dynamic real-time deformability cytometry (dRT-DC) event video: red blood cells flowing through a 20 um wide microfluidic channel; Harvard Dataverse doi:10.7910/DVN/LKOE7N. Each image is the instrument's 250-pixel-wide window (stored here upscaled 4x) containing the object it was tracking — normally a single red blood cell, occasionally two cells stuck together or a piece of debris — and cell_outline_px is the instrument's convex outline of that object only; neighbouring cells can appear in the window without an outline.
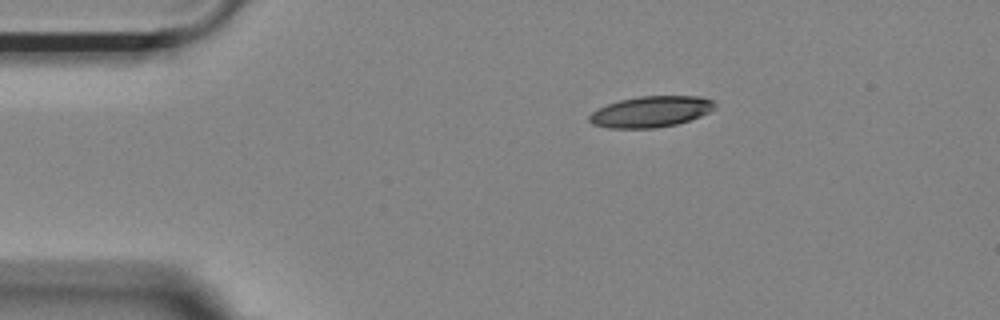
{"species": "Egyptian fruit bat (a non-hibernating species)", "species_latin": "Rousettus aegyptiacus", "temperature_condition": "room temperature", "stored_images_in_passage": 45, "camera_frame_rate_fps": 3000, "um_per_image_px": 0.085, "animal": {"sex": "female"}, "frame": {"image": 1, "passage_image": 1, "time_ms": 0.0, "image_size_px": [1000, 320], "cell_outline_px": [[716, 108], [700, 116], [676, 124], [656, 128], [608, 128], [592, 124], [588, 120], [588, 116], [592, 112], [608, 104], [620, 100], [640, 96], [700, 96], [712, 100], [716, 104]], "centroid_in_image_um": [55.32, 9.49], "position_along_channel_um": 29.7, "area_um2": 22.6}}
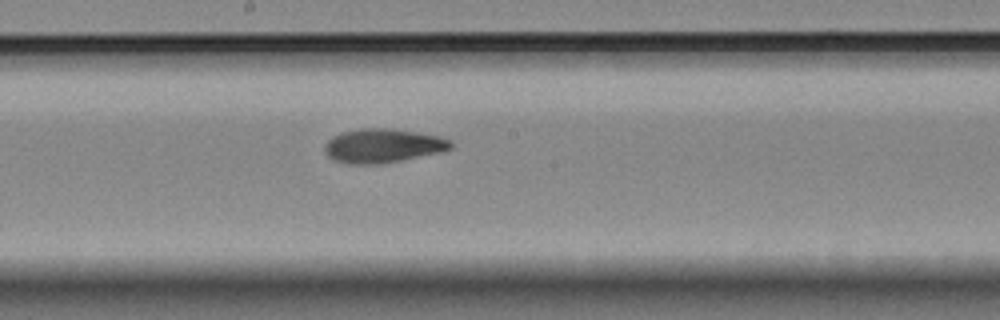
{"frame": {"image": 2, "passage_image": 20, "time_ms": 6.333, "image_size_px": [1000, 320], "cell_outline_px": [[452, 148], [440, 152], [380, 164], [352, 164], [332, 160], [324, 152], [324, 144], [332, 136], [340, 132], [360, 128], [396, 128], [440, 136], [448, 140], [452, 144]], "centroid_in_image_um": [32.49, 12.37], "position_along_channel_um": 215.7, "area_um2": 25.14}}
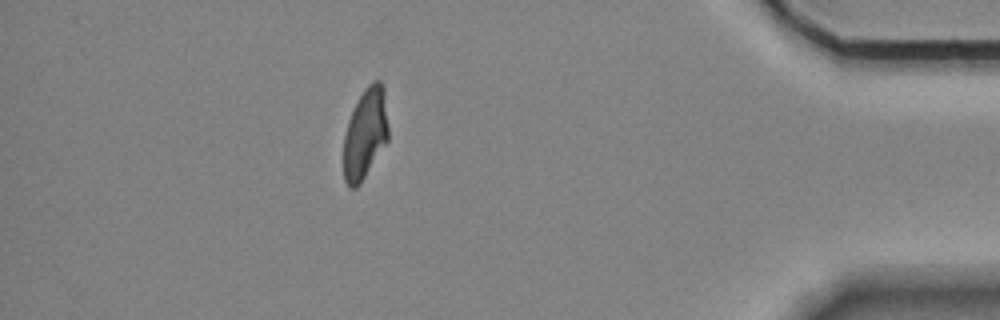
{"frame": {"image": 3, "passage_image": 39, "time_ms": 12.667, "image_size_px": [1000, 320], "cell_outline_px": [[388, 140], [360, 184], [356, 188], [348, 188], [344, 180], [344, 136], [348, 120], [364, 88], [372, 80], [380, 80], [384, 88], [388, 124]], "centroid_in_image_um": [31.05, 11.36], "position_along_channel_um": 404.2, "area_um2": 23.64}, "authors_computed_cell_mechanics": {"area_um2": 24.1604, "velocity_mm_per_s": 3.6935, "shape_relaxation_time_tau1_ms": 5.4428, "shape_relaxation_time_tau2_ms": 4.0288, "deformation_change_tau1": 0.1779, "deformation_change_tau2": 0.1095}}